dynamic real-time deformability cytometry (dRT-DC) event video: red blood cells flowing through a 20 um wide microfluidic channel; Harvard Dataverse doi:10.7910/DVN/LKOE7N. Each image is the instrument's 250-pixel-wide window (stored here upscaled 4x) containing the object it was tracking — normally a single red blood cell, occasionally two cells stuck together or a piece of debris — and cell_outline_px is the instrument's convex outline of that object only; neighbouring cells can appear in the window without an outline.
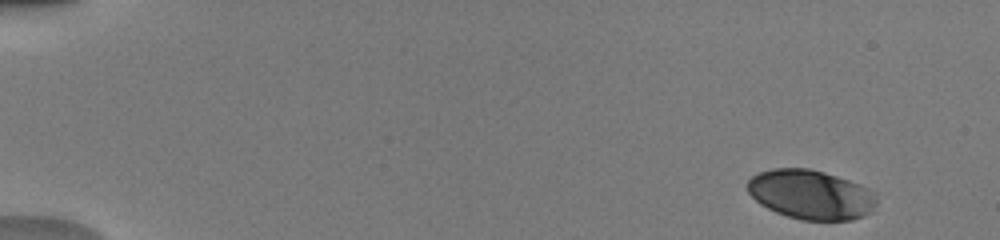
{"species": "human", "species_latin": "Homo sapiens", "temperature_condition": "warm", "stored_images_in_passage": 9, "camera_frame_rate_fps": 3000, "um_per_image_px": 0.085, "donor": {"sex": "male"}, "frame": {"image": 1, "passage_image": 1, "time_ms": 0.0, "image_size_px": [1000, 240], "cell_outline_px": [[876, 204], [872, 212], [864, 216], [852, 220], [800, 220], [776, 212], [760, 204], [748, 192], [748, 180], [752, 176], [760, 172], [772, 168], [808, 168], [824, 172], [860, 184], [876, 192]], "centroid_in_image_um": [68.95, 16.54], "position_along_channel_um": 16.0, "area_um2": 37.28}}
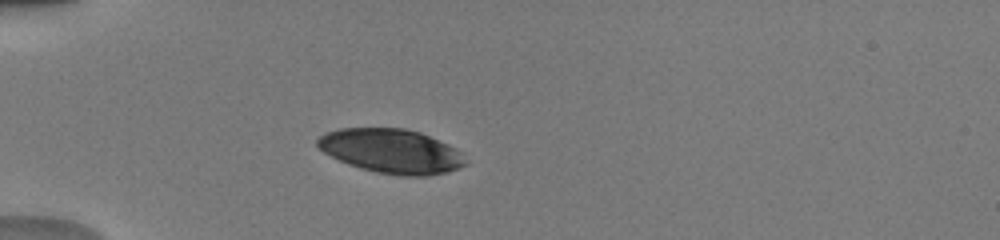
{"frame": {"image": 2, "passage_image": 5, "time_ms": 4.0, "image_size_px": [1000, 240], "cell_outline_px": [[468, 164], [460, 168], [448, 172], [428, 176], [400, 176], [376, 172], [348, 164], [324, 152], [316, 144], [316, 140], [324, 132], [340, 128], [404, 128], [420, 132], [448, 144], [456, 148], [460, 152]], "centroid_in_image_um": [33.29, 12.84], "position_along_channel_um": 51.7, "area_um2": 38.26}}
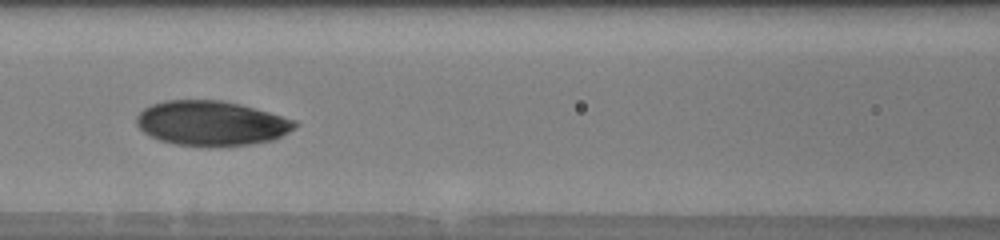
{"frame": {"image": 3, "passage_image": 8, "time_ms": 7.0, "image_size_px": [1000, 240], "cell_outline_px": [[300, 124], [288, 132], [272, 140], [248, 144], [176, 144], [160, 140], [144, 132], [136, 124], [136, 116], [144, 108], [152, 104], [164, 100], [220, 100], [240, 104], [296, 120]], "centroid_in_image_um": [17.96, 10.43], "position_along_channel_um": 148.6, "area_um2": 40.4}}